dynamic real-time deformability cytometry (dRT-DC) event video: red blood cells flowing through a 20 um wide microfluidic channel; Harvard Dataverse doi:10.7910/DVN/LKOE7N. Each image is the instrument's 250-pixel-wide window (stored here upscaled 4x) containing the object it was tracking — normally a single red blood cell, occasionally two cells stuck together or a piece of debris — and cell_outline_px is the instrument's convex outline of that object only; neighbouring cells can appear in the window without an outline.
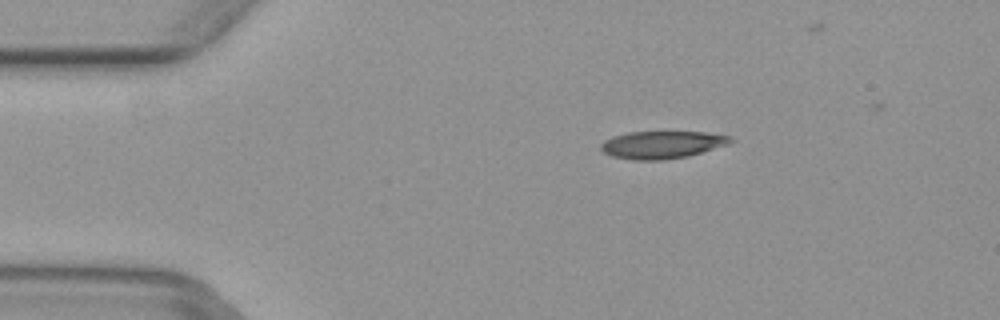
{"species": "common noctule bat (a hibernating species)", "species_latin": "Nyctalus noctula", "temperature_condition": "warm", "stored_images_in_passage": 3, "camera_frame_rate_fps": 3000, "um_per_image_px": 0.085, "animal": {"sex": "female", "body_mass_g": 29.2, "forearm_length_mm": 56.3}, "frame": {"image": 1, "passage_image": 1, "time_ms": 0.0, "image_size_px": [1000, 320], "cell_outline_px": [[736, 140], [728, 144], [688, 156], [664, 160], [636, 160], [612, 156], [604, 152], [600, 148], [600, 144], [604, 140], [612, 136], [628, 132], [704, 132], [732, 136]], "centroid_in_image_um": [56.28, 12.29], "position_along_channel_um": 28.7, "area_um2": 20.81}}